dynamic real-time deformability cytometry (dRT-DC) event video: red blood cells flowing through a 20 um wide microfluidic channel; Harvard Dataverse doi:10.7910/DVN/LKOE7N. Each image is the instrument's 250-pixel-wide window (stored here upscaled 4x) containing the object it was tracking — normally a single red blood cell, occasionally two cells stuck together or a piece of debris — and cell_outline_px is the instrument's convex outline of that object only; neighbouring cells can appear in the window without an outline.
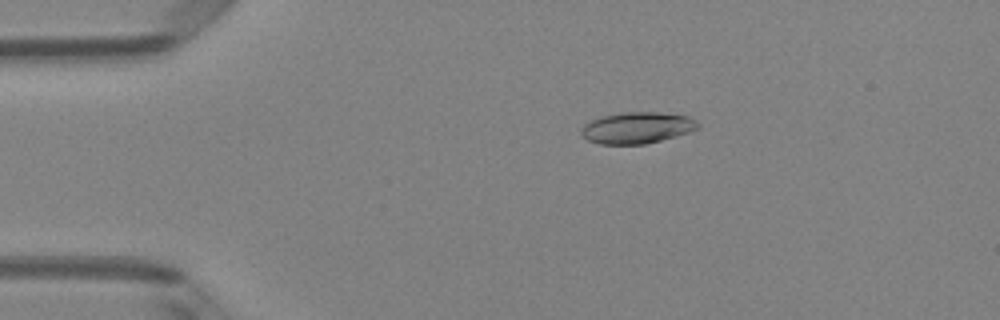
{"species": "Egyptian fruit bat (a non-hibernating species)", "species_latin": "Rousettus aegyptiacus", "temperature_condition": "room temperature", "stored_images_in_passage": 4, "camera_frame_rate_fps": 3000, "um_per_image_px": 0.085, "animal": {"sex": "female"}, "frame": {"image": 1, "passage_image": 2, "time_ms": 0.333, "image_size_px": [1000, 320], "cell_outline_px": [[700, 128], [688, 132], [660, 140], [644, 144], [600, 144], [588, 140], [580, 136], [580, 128], [584, 124], [592, 120], [604, 116], [620, 112], [660, 112], [688, 116], [696, 120], [700, 124]], "centroid_in_image_um": [54.13, 10.85], "position_along_channel_um": 30.9, "area_um2": 21.39}}
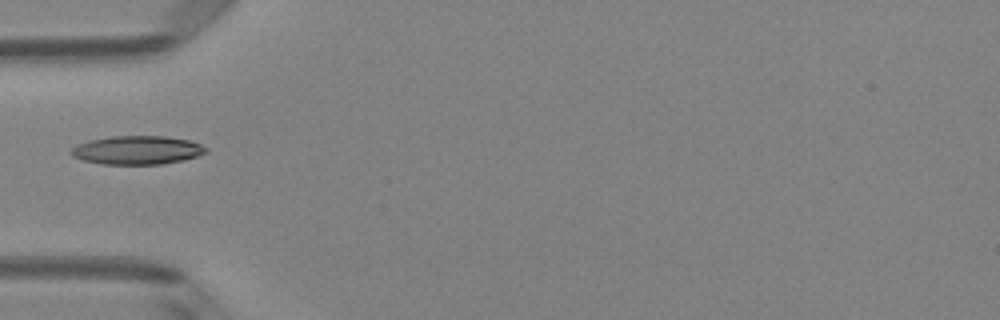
{"frame": {"image": 2, "passage_image": 4, "time_ms": 1.0, "image_size_px": [1000, 320], "cell_outline_px": [[208, 152], [184, 160], [160, 164], [104, 164], [84, 160], [72, 156], [68, 152], [72, 148], [88, 140], [112, 136], [164, 136], [188, 140], [200, 144], [208, 148]], "centroid_in_image_um": [11.67, 12.76], "position_along_channel_um": 73.3, "area_um2": 22.37}}